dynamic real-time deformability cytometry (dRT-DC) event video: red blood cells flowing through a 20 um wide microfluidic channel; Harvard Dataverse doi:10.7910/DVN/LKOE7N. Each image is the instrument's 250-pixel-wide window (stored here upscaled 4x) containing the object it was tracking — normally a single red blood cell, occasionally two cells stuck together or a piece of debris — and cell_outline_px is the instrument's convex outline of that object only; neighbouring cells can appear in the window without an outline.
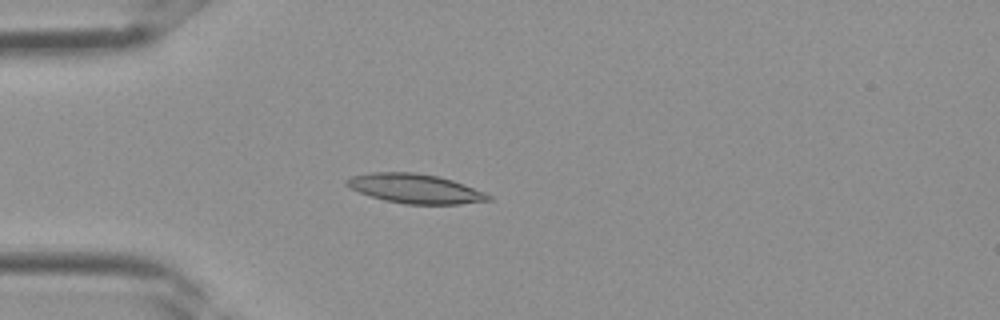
{"species": "Egyptian fruit bat (a non-hibernating species)", "species_latin": "Rousettus aegyptiacus", "temperature_condition": "room temperature", "stored_images_in_passage": 3, "camera_frame_rate_fps": 3000, "um_per_image_px": 0.085, "frame": {"image": 1, "passage_image": 3, "time_ms": 0.667, "image_size_px": [1000, 320], "cell_outline_px": [[492, 200], [460, 204], [404, 204], [384, 200], [360, 192], [344, 184], [344, 180], [352, 176], [372, 172], [412, 172], [436, 176], [452, 180], [464, 184], [484, 192], [492, 196]], "centroid_in_image_um": [35.29, 16.03], "position_along_channel_um": 49.7, "area_um2": 24.1}}